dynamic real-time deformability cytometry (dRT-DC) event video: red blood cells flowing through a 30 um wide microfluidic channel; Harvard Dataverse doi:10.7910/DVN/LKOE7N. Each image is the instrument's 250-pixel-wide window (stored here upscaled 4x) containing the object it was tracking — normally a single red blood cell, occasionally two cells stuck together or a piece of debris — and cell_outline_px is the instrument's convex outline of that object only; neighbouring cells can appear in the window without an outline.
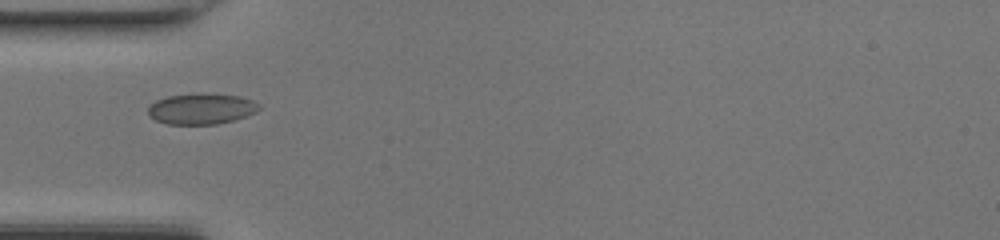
{"species": "common noctule bat (a hibernating species)", "species_latin": "Nyctalus noctula", "temperature_condition": "room temperature", "stored_images_in_passage": 33, "camera_frame_rate_fps": 3000, "um_per_image_px": 0.085, "animal": {"sex": "female", "body_mass_g": 17.0, "forearm_length_mm": 48.0}, "frame": {"image": 1, "passage_image": 1, "time_ms": 0.0, "image_size_px": [1000, 240], "cell_outline_px": [[260, 108], [256, 112], [232, 120], [216, 124], [168, 124], [156, 120], [148, 116], [148, 108], [156, 100], [168, 96], [204, 92], [240, 96], [252, 100], [260, 104]], "centroid_in_image_um": [17.11, 9.23], "position_along_channel_um": 67.9, "area_um2": 20.0}}
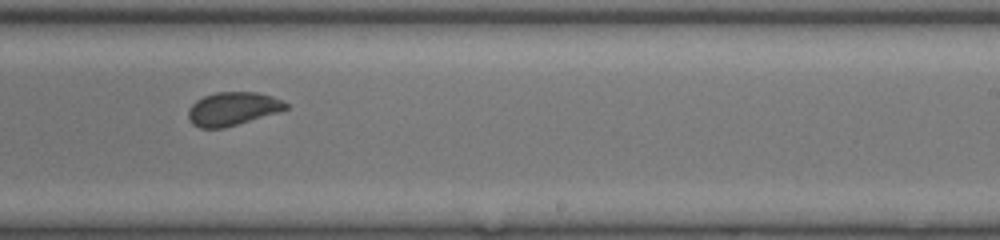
{"frame": {"image": 2, "passage_image": 15, "time_ms": 4.667, "image_size_px": [1000, 240], "cell_outline_px": [[288, 108], [280, 112], [224, 128], [200, 128], [192, 124], [188, 120], [188, 108], [196, 100], [204, 96], [216, 92], [256, 92], [272, 96], [288, 104]], "centroid_in_image_um": [19.76, 9.25], "position_along_channel_um": 269.2, "area_um2": 19.07}}
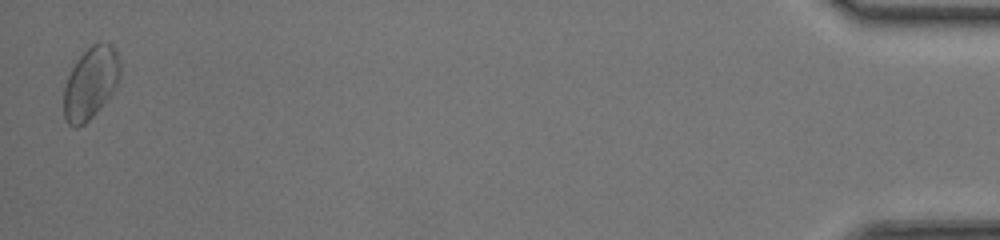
{"frame": {"image": 3, "passage_image": 33, "time_ms": 10.667, "image_size_px": [1000, 240], "cell_outline_px": [[120, 76], [112, 92], [96, 112], [84, 124], [76, 128], [68, 124], [64, 120], [64, 88], [68, 76], [76, 60], [92, 44], [112, 44], [116, 52], [120, 68]], "centroid_in_image_um": [7.67, 7.08], "position_along_channel_um": 427.5, "area_um2": 23.18}, "authors_computed_cell_mechanics": {"area_um2": 19.4208, "velocity_mm_per_s": 4.3073, "shape_relaxation_time_tau1_ms": 2.6896, "shape_relaxation_time_tau2_ms": null, "deformation_change_tau1": 0.0581, "deformation_change_tau2": null}}